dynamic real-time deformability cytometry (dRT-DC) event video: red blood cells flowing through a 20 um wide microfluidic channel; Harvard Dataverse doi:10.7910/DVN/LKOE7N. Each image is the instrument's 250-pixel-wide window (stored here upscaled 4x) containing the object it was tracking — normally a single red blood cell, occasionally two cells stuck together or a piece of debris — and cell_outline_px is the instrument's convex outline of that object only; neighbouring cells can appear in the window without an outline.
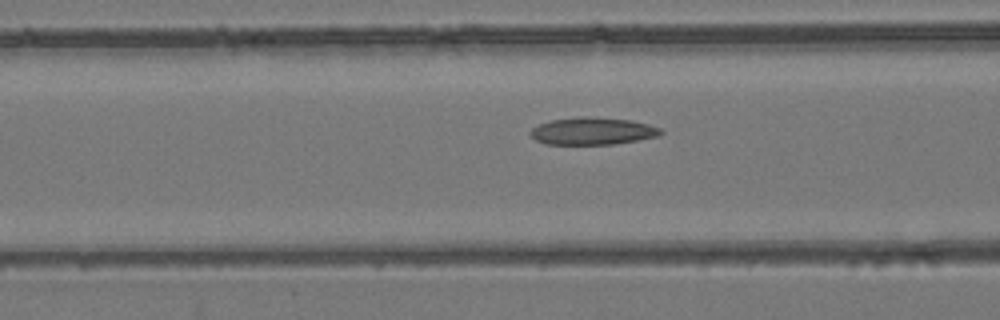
{"species": "common noctule bat (a hibernating species)", "species_latin": "Nyctalus noctula", "temperature_condition": "room temperature", "stored_images_in_passage": 41, "camera_frame_rate_fps": 3000, "um_per_image_px": 0.085, "animal": {"sex": "female", "body_mass_g": 24.6, "forearm_length_mm": 56.2}, "frame": {"image": 1, "passage_image": 9, "time_ms": 2.667, "image_size_px": [1000, 320], "cell_outline_px": [[664, 132], [660, 136], [612, 144], [544, 144], [536, 140], [528, 132], [532, 128], [540, 124], [552, 120], [580, 116], [584, 116], [632, 120], [648, 124], [660, 128]], "centroid_in_image_um": [50.37, 11.14], "position_along_channel_um": 116.2, "area_um2": 20.69}}
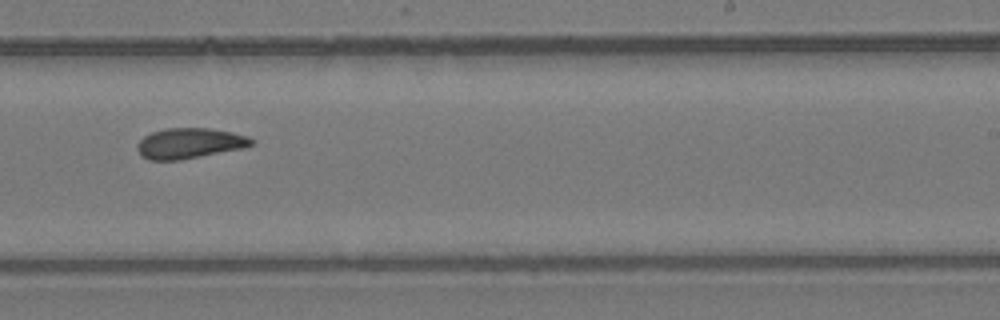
{"frame": {"image": 2, "passage_image": 21, "time_ms": 6.667, "image_size_px": [1000, 320], "cell_outline_px": [[256, 144], [240, 148], [180, 160], [148, 160], [140, 156], [136, 148], [136, 144], [144, 136], [152, 132], [164, 128], [212, 128], [232, 132], [248, 136]], "centroid_in_image_um": [16.06, 12.17], "position_along_channel_um": 272.9, "area_um2": 20.29}}
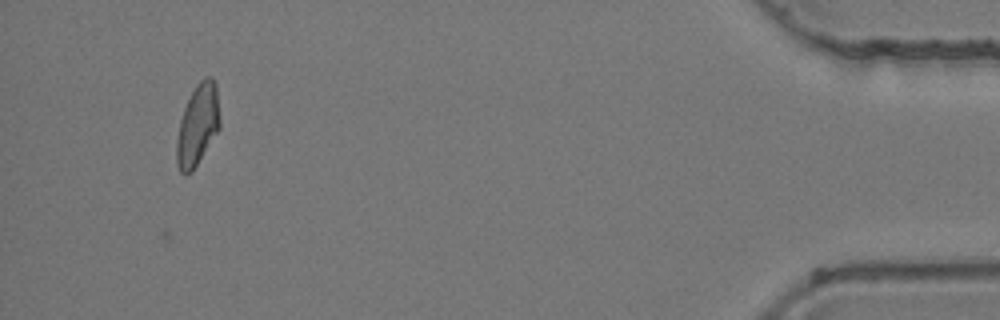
{"frame": {"image": 3, "passage_image": 38, "time_ms": 12.333, "image_size_px": [1000, 320], "cell_outline_px": [[220, 128], [192, 172], [184, 176], [180, 172], [176, 164], [176, 140], [180, 120], [184, 108], [196, 84], [204, 76], [212, 76], [216, 84], [220, 120]], "centroid_in_image_um": [16.79, 10.64], "position_along_channel_um": 418.4, "area_um2": 20.63}, "authors_computed_cell_mechanics": {"area_um2": 20.3456, "velocity_mm_per_s": 3.9198, "shape_relaxation_time_tau1_ms": null, "shape_relaxation_time_tau2_ms": 4.124, "deformation_change_tau1": null, "deformation_change_tau2": 0.1223}}